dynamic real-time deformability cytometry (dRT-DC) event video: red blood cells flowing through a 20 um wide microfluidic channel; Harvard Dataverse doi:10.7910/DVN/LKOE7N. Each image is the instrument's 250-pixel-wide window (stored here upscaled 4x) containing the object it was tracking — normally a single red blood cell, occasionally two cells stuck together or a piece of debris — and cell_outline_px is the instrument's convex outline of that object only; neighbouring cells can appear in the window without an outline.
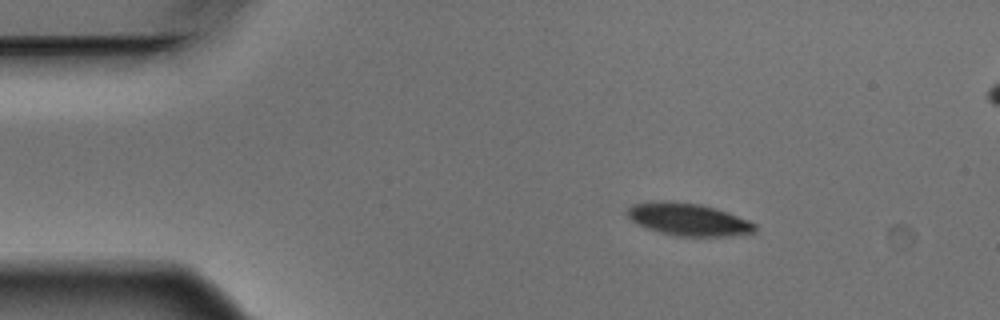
{"species": "Egyptian fruit bat (a non-hibernating species)", "species_latin": "Rousettus aegyptiacus", "temperature_condition": "warm", "stored_images_in_passage": 4, "camera_frame_rate_fps": 3000, "um_per_image_px": 0.085, "animal": {"sex": "male"}, "frame": {"image": 1, "passage_image": 2, "time_ms": 0.333, "image_size_px": [1000, 320], "cell_outline_px": [[756, 228], [752, 232], [728, 236], [676, 236], [660, 232], [636, 224], [624, 212], [632, 204], [664, 200], [668, 200], [696, 204], [728, 212], [748, 220], [756, 224]], "centroid_in_image_um": [58.46, 18.65], "position_along_channel_um": 26.5, "area_um2": 23.87}}